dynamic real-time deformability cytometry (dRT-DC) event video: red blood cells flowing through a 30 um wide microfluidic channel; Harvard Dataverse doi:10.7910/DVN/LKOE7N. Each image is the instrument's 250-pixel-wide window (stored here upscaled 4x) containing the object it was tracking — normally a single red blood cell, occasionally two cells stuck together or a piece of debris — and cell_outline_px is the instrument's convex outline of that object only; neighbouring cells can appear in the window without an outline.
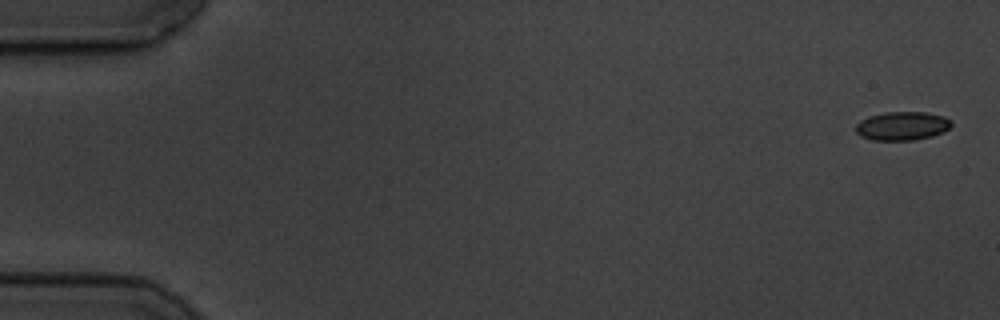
{"species": "common noctule bat (a hibernating species)", "species_latin": "Nyctalus noctula", "temperature_condition": "cold", "stored_images_in_passage": 5, "camera_frame_rate_fps": 3000, "um_per_image_px": 0.085, "animal": {"sex": "male", "body_mass_g": 19.5, "forearm_length_mm": 54.6}, "frame": {"image": 1, "passage_image": 1, "time_ms": 0.0, "image_size_px": [1000, 320], "cell_outline_px": [[952, 124], [944, 132], [932, 136], [912, 140], [872, 140], [860, 136], [856, 132], [856, 124], [860, 120], [868, 116], [884, 112], [924, 112], [944, 116]], "centroid_in_image_um": [76.65, 10.7], "position_along_channel_um": 8.4, "area_um2": 15.95}}
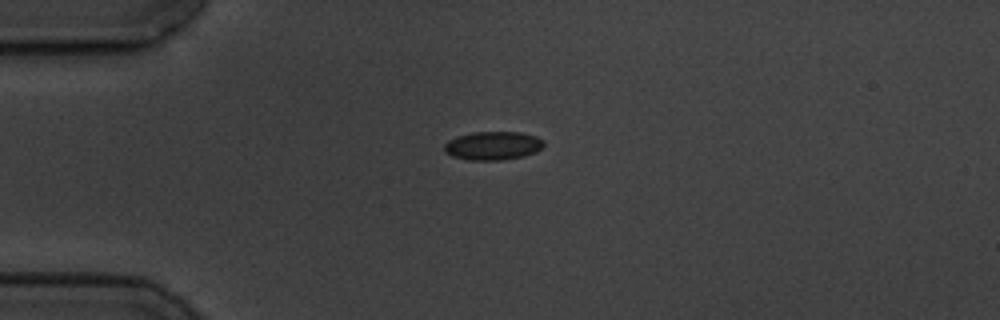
{"frame": {"image": 2, "passage_image": 4, "time_ms": 4.333, "image_size_px": [1000, 320], "cell_outline_px": [[544, 148], [536, 152], [524, 156], [500, 160], [472, 160], [452, 156], [444, 152], [444, 144], [448, 140], [456, 136], [472, 132], [520, 132], [536, 136], [544, 140]], "centroid_in_image_um": [41.91, 12.38], "position_along_channel_um": 43.1, "area_um2": 16.7}}